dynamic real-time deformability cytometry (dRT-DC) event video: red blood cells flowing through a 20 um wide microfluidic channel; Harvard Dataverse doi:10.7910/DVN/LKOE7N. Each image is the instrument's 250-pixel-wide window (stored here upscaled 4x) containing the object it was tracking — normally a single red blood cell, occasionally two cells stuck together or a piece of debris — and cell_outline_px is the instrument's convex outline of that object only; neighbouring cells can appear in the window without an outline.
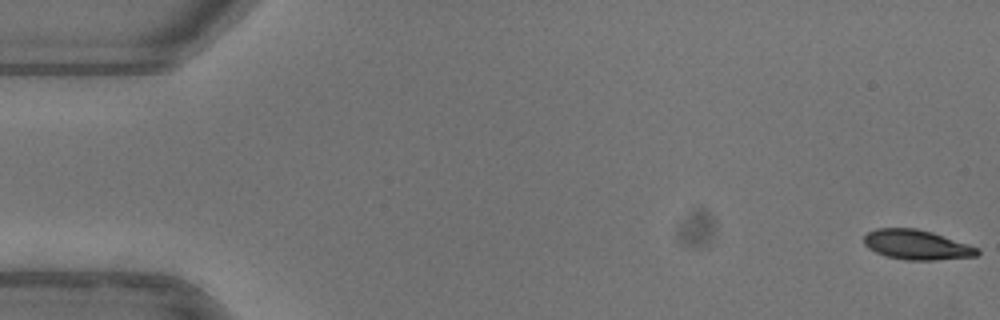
{"species": "common noctule bat (a hibernating species)", "species_latin": "Nyctalus noctula", "temperature_condition": "warm", "stored_images_in_passage": 52, "camera_frame_rate_fps": 3000, "um_per_image_px": 0.085, "animal": {"sex": "female"}, "frame": {"image": 1, "passage_image": 1, "time_ms": 0.0, "image_size_px": [1000, 320], "cell_outline_px": [[980, 252], [976, 256], [936, 260], [904, 260], [884, 256], [868, 248], [864, 244], [864, 236], [868, 232], [876, 228], [916, 228], [932, 232], [980, 248]], "centroid_in_image_um": [77.91, 20.81], "position_along_channel_um": 7.1, "area_um2": 19.77}}
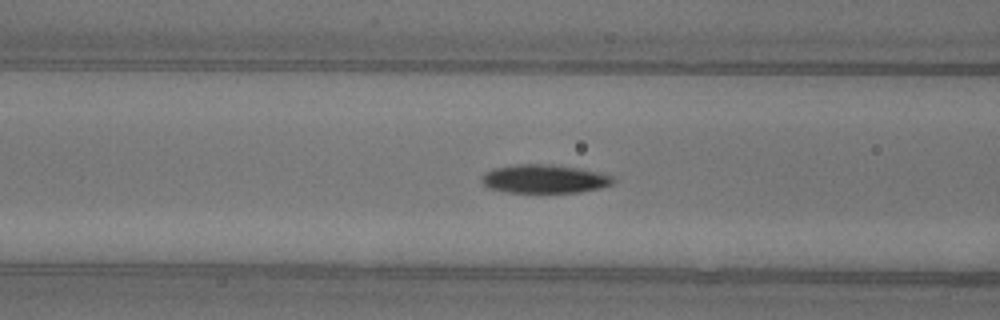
{"frame": {"image": 2, "passage_image": 21, "time_ms": 6.667, "image_size_px": [1000, 320], "cell_outline_px": [[616, 180], [612, 184], [600, 188], [580, 192], [504, 192], [488, 188], [480, 180], [480, 176], [484, 172], [492, 168], [516, 164], [548, 164], [580, 168], [612, 176]], "centroid_in_image_um": [46.22, 15.2], "position_along_channel_um": 120.4, "area_um2": 22.02}}
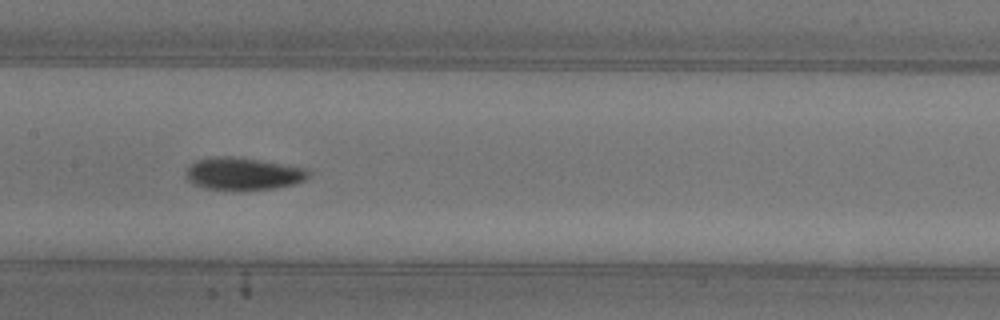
{"frame": {"image": 3, "passage_image": 26, "time_ms": 8.333, "image_size_px": [1000, 320], "cell_outline_px": [[312, 172], [304, 180], [296, 184], [276, 188], [204, 188], [192, 184], [184, 176], [188, 168], [196, 160], [212, 156], [232, 156], [260, 160], [308, 168]], "centroid_in_image_um": [20.68, 14.73], "position_along_channel_um": 186.7, "area_um2": 22.89}, "authors_computed_cell_mechanics": {"area_um2": 21.4727, "velocity_mm_per_s": 3.9679, "shape_relaxation_time_tau1_ms": 5.056, "shape_relaxation_time_tau2_ms": null, "deformation_change_tau1": 0.178, "deformation_change_tau2": null}}